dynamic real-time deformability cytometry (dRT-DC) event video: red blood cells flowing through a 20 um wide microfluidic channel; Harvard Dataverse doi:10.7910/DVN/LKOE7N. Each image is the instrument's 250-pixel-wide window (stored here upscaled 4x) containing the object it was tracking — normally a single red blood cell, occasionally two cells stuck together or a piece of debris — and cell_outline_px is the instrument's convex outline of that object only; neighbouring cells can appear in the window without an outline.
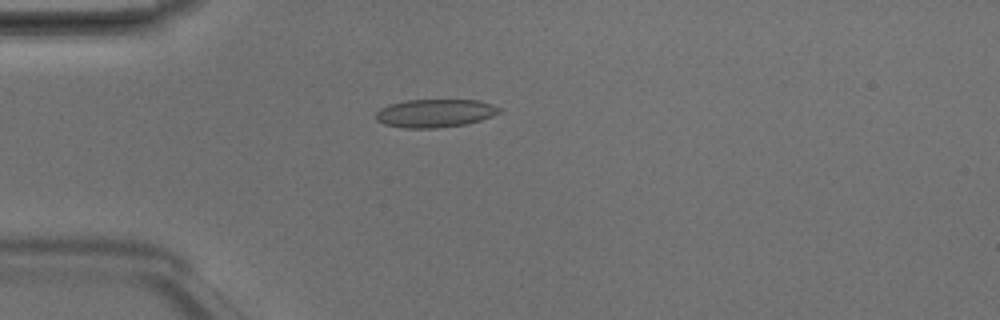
{"species": "Egyptian fruit bat (a non-hibernating species)", "species_latin": "Rousettus aegyptiacus", "temperature_condition": "room temperature", "stored_images_in_passage": 4, "camera_frame_rate_fps": 3000, "um_per_image_px": 0.085, "animal": {"sex": "male"}, "frame": {"image": 1, "passage_image": 3, "time_ms": 0.667, "image_size_px": [1000, 320], "cell_outline_px": [[500, 112], [492, 116], [480, 120], [464, 124], [436, 128], [404, 128], [384, 124], [376, 120], [376, 112], [380, 108], [388, 104], [408, 100], [480, 100], [492, 104], [500, 108]], "centroid_in_image_um": [36.95, 9.62], "position_along_channel_um": 48.0, "area_um2": 20.23}}